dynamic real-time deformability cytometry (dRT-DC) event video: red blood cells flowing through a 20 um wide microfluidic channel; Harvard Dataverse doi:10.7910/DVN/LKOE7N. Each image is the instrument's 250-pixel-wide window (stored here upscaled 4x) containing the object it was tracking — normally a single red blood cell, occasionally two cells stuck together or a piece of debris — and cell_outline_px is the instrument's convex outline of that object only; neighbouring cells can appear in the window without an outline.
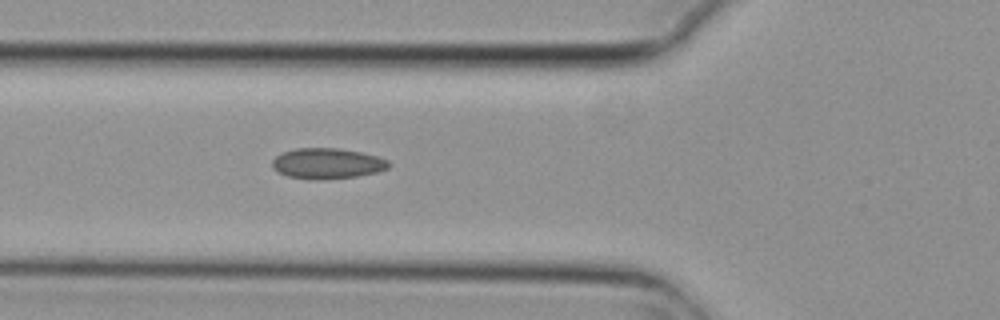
{"species": "common noctule bat (a hibernating species)", "species_latin": "Nyctalus noctula", "temperature_condition": "cold", "stored_images_in_passage": 5, "camera_frame_rate_fps": 3000, "um_per_image_px": 0.085, "animal": {"sex": "female", "body_mass_g": 29.2, "forearm_length_mm": 56.3}, "frame": {"image": 1, "passage_image": 5, "time_ms": 1.333, "image_size_px": [1000, 320], "cell_outline_px": [[392, 164], [388, 168], [376, 172], [356, 176], [320, 180], [308, 180], [288, 176], [276, 172], [272, 168], [272, 160], [276, 156], [284, 152], [296, 148], [340, 148], [360, 152], [376, 156], [388, 160]], "centroid_in_image_um": [27.79, 13.9], "position_along_channel_um": 98.0, "area_um2": 20.92}}